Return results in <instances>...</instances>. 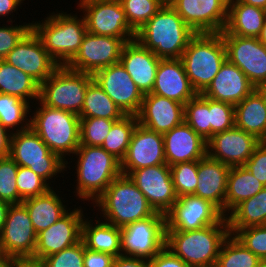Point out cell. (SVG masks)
<instances>
[{
	"instance_id": "cell-60",
	"label": "cell",
	"mask_w": 266,
	"mask_h": 267,
	"mask_svg": "<svg viewBox=\"0 0 266 267\" xmlns=\"http://www.w3.org/2000/svg\"><path fill=\"white\" fill-rule=\"evenodd\" d=\"M258 39H259L263 44L266 45V20H265L264 26H263V28H262V30H261V33H260Z\"/></svg>"
},
{
	"instance_id": "cell-59",
	"label": "cell",
	"mask_w": 266,
	"mask_h": 267,
	"mask_svg": "<svg viewBox=\"0 0 266 267\" xmlns=\"http://www.w3.org/2000/svg\"><path fill=\"white\" fill-rule=\"evenodd\" d=\"M255 89L259 92V94L262 96L264 103L266 105V82H263L261 84H258Z\"/></svg>"
},
{
	"instance_id": "cell-22",
	"label": "cell",
	"mask_w": 266,
	"mask_h": 267,
	"mask_svg": "<svg viewBox=\"0 0 266 267\" xmlns=\"http://www.w3.org/2000/svg\"><path fill=\"white\" fill-rule=\"evenodd\" d=\"M260 143L255 135L234 126L207 141V155L230 167L242 166Z\"/></svg>"
},
{
	"instance_id": "cell-28",
	"label": "cell",
	"mask_w": 266,
	"mask_h": 267,
	"mask_svg": "<svg viewBox=\"0 0 266 267\" xmlns=\"http://www.w3.org/2000/svg\"><path fill=\"white\" fill-rule=\"evenodd\" d=\"M230 166L206 155L198 161V180L193 195L210 201L224 215V202Z\"/></svg>"
},
{
	"instance_id": "cell-35",
	"label": "cell",
	"mask_w": 266,
	"mask_h": 267,
	"mask_svg": "<svg viewBox=\"0 0 266 267\" xmlns=\"http://www.w3.org/2000/svg\"><path fill=\"white\" fill-rule=\"evenodd\" d=\"M230 234L250 226L266 225V186L238 204L227 216Z\"/></svg>"
},
{
	"instance_id": "cell-5",
	"label": "cell",
	"mask_w": 266,
	"mask_h": 267,
	"mask_svg": "<svg viewBox=\"0 0 266 267\" xmlns=\"http://www.w3.org/2000/svg\"><path fill=\"white\" fill-rule=\"evenodd\" d=\"M227 217L192 231H166V247L189 267H215L221 246L229 236Z\"/></svg>"
},
{
	"instance_id": "cell-57",
	"label": "cell",
	"mask_w": 266,
	"mask_h": 267,
	"mask_svg": "<svg viewBox=\"0 0 266 267\" xmlns=\"http://www.w3.org/2000/svg\"><path fill=\"white\" fill-rule=\"evenodd\" d=\"M10 203L0 200V232L4 226L5 220H6V215L8 208L10 207Z\"/></svg>"
},
{
	"instance_id": "cell-33",
	"label": "cell",
	"mask_w": 266,
	"mask_h": 267,
	"mask_svg": "<svg viewBox=\"0 0 266 267\" xmlns=\"http://www.w3.org/2000/svg\"><path fill=\"white\" fill-rule=\"evenodd\" d=\"M264 187V184L243 165L232 166L228 174L224 216L226 217L242 201L255 196Z\"/></svg>"
},
{
	"instance_id": "cell-54",
	"label": "cell",
	"mask_w": 266,
	"mask_h": 267,
	"mask_svg": "<svg viewBox=\"0 0 266 267\" xmlns=\"http://www.w3.org/2000/svg\"><path fill=\"white\" fill-rule=\"evenodd\" d=\"M113 267H151L149 260L129 256H117Z\"/></svg>"
},
{
	"instance_id": "cell-58",
	"label": "cell",
	"mask_w": 266,
	"mask_h": 267,
	"mask_svg": "<svg viewBox=\"0 0 266 267\" xmlns=\"http://www.w3.org/2000/svg\"><path fill=\"white\" fill-rule=\"evenodd\" d=\"M247 5L260 7L266 10V0H237Z\"/></svg>"
},
{
	"instance_id": "cell-3",
	"label": "cell",
	"mask_w": 266,
	"mask_h": 267,
	"mask_svg": "<svg viewBox=\"0 0 266 267\" xmlns=\"http://www.w3.org/2000/svg\"><path fill=\"white\" fill-rule=\"evenodd\" d=\"M100 219L122 228L153 216L156 211L128 175L120 174L92 203Z\"/></svg>"
},
{
	"instance_id": "cell-42",
	"label": "cell",
	"mask_w": 266,
	"mask_h": 267,
	"mask_svg": "<svg viewBox=\"0 0 266 267\" xmlns=\"http://www.w3.org/2000/svg\"><path fill=\"white\" fill-rule=\"evenodd\" d=\"M170 169L177 197L193 195L198 184V161L177 163Z\"/></svg>"
},
{
	"instance_id": "cell-49",
	"label": "cell",
	"mask_w": 266,
	"mask_h": 267,
	"mask_svg": "<svg viewBox=\"0 0 266 267\" xmlns=\"http://www.w3.org/2000/svg\"><path fill=\"white\" fill-rule=\"evenodd\" d=\"M3 23V26H0V60H4L23 37L32 29V22L19 23V25L13 24L14 22H7L8 25L5 24V22Z\"/></svg>"
},
{
	"instance_id": "cell-52",
	"label": "cell",
	"mask_w": 266,
	"mask_h": 267,
	"mask_svg": "<svg viewBox=\"0 0 266 267\" xmlns=\"http://www.w3.org/2000/svg\"><path fill=\"white\" fill-rule=\"evenodd\" d=\"M149 262L151 267H189L166 246Z\"/></svg>"
},
{
	"instance_id": "cell-23",
	"label": "cell",
	"mask_w": 266,
	"mask_h": 267,
	"mask_svg": "<svg viewBox=\"0 0 266 267\" xmlns=\"http://www.w3.org/2000/svg\"><path fill=\"white\" fill-rule=\"evenodd\" d=\"M184 105L156 94H144L137 114L138 123L152 131L164 134L184 122Z\"/></svg>"
},
{
	"instance_id": "cell-53",
	"label": "cell",
	"mask_w": 266,
	"mask_h": 267,
	"mask_svg": "<svg viewBox=\"0 0 266 267\" xmlns=\"http://www.w3.org/2000/svg\"><path fill=\"white\" fill-rule=\"evenodd\" d=\"M24 1L25 0H0V19L7 17L8 20L6 22H15V20H13V14L18 11L19 8L22 9ZM9 15L12 17H8Z\"/></svg>"
},
{
	"instance_id": "cell-12",
	"label": "cell",
	"mask_w": 266,
	"mask_h": 267,
	"mask_svg": "<svg viewBox=\"0 0 266 267\" xmlns=\"http://www.w3.org/2000/svg\"><path fill=\"white\" fill-rule=\"evenodd\" d=\"M84 211L81 206L74 205V209L70 208L50 227L37 233L36 249L27 263L39 265L46 257L78 243L86 216Z\"/></svg>"
},
{
	"instance_id": "cell-32",
	"label": "cell",
	"mask_w": 266,
	"mask_h": 267,
	"mask_svg": "<svg viewBox=\"0 0 266 267\" xmlns=\"http://www.w3.org/2000/svg\"><path fill=\"white\" fill-rule=\"evenodd\" d=\"M235 127L266 141V105L256 89L235 105Z\"/></svg>"
},
{
	"instance_id": "cell-15",
	"label": "cell",
	"mask_w": 266,
	"mask_h": 267,
	"mask_svg": "<svg viewBox=\"0 0 266 267\" xmlns=\"http://www.w3.org/2000/svg\"><path fill=\"white\" fill-rule=\"evenodd\" d=\"M165 217L166 231H192L217 224L224 215L210 201L185 195L178 198Z\"/></svg>"
},
{
	"instance_id": "cell-38",
	"label": "cell",
	"mask_w": 266,
	"mask_h": 267,
	"mask_svg": "<svg viewBox=\"0 0 266 267\" xmlns=\"http://www.w3.org/2000/svg\"><path fill=\"white\" fill-rule=\"evenodd\" d=\"M137 124V115H125L113 124L101 147L121 162Z\"/></svg>"
},
{
	"instance_id": "cell-37",
	"label": "cell",
	"mask_w": 266,
	"mask_h": 267,
	"mask_svg": "<svg viewBox=\"0 0 266 267\" xmlns=\"http://www.w3.org/2000/svg\"><path fill=\"white\" fill-rule=\"evenodd\" d=\"M31 106L17 96L0 94V122L11 133L28 129Z\"/></svg>"
},
{
	"instance_id": "cell-13",
	"label": "cell",
	"mask_w": 266,
	"mask_h": 267,
	"mask_svg": "<svg viewBox=\"0 0 266 267\" xmlns=\"http://www.w3.org/2000/svg\"><path fill=\"white\" fill-rule=\"evenodd\" d=\"M35 232L26 207L11 204L0 232V254L28 261L36 249Z\"/></svg>"
},
{
	"instance_id": "cell-2",
	"label": "cell",
	"mask_w": 266,
	"mask_h": 267,
	"mask_svg": "<svg viewBox=\"0 0 266 267\" xmlns=\"http://www.w3.org/2000/svg\"><path fill=\"white\" fill-rule=\"evenodd\" d=\"M195 34L170 4H164L137 31L135 39L160 59H181Z\"/></svg>"
},
{
	"instance_id": "cell-17",
	"label": "cell",
	"mask_w": 266,
	"mask_h": 267,
	"mask_svg": "<svg viewBox=\"0 0 266 267\" xmlns=\"http://www.w3.org/2000/svg\"><path fill=\"white\" fill-rule=\"evenodd\" d=\"M4 60L30 75L39 84L47 80L59 67L33 29L23 37Z\"/></svg>"
},
{
	"instance_id": "cell-44",
	"label": "cell",
	"mask_w": 266,
	"mask_h": 267,
	"mask_svg": "<svg viewBox=\"0 0 266 267\" xmlns=\"http://www.w3.org/2000/svg\"><path fill=\"white\" fill-rule=\"evenodd\" d=\"M18 166L10 156L0 158V200L10 204H20L16 185Z\"/></svg>"
},
{
	"instance_id": "cell-50",
	"label": "cell",
	"mask_w": 266,
	"mask_h": 267,
	"mask_svg": "<svg viewBox=\"0 0 266 267\" xmlns=\"http://www.w3.org/2000/svg\"><path fill=\"white\" fill-rule=\"evenodd\" d=\"M243 166L266 186V141H261Z\"/></svg>"
},
{
	"instance_id": "cell-21",
	"label": "cell",
	"mask_w": 266,
	"mask_h": 267,
	"mask_svg": "<svg viewBox=\"0 0 266 267\" xmlns=\"http://www.w3.org/2000/svg\"><path fill=\"white\" fill-rule=\"evenodd\" d=\"M160 164H166L163 134L138 123L125 157L120 162L121 173L128 175L133 170Z\"/></svg>"
},
{
	"instance_id": "cell-36",
	"label": "cell",
	"mask_w": 266,
	"mask_h": 267,
	"mask_svg": "<svg viewBox=\"0 0 266 267\" xmlns=\"http://www.w3.org/2000/svg\"><path fill=\"white\" fill-rule=\"evenodd\" d=\"M125 115L94 80L88 85L80 118L120 120Z\"/></svg>"
},
{
	"instance_id": "cell-31",
	"label": "cell",
	"mask_w": 266,
	"mask_h": 267,
	"mask_svg": "<svg viewBox=\"0 0 266 267\" xmlns=\"http://www.w3.org/2000/svg\"><path fill=\"white\" fill-rule=\"evenodd\" d=\"M85 216L81 226V240L86 248L115 257L121 255V228L104 220ZM90 219V220H89ZM95 221V223L93 222ZM102 221V222H101Z\"/></svg>"
},
{
	"instance_id": "cell-11",
	"label": "cell",
	"mask_w": 266,
	"mask_h": 267,
	"mask_svg": "<svg viewBox=\"0 0 266 267\" xmlns=\"http://www.w3.org/2000/svg\"><path fill=\"white\" fill-rule=\"evenodd\" d=\"M76 8L85 19L87 32L115 38H135L120 0L79 1ZM81 9V10H80Z\"/></svg>"
},
{
	"instance_id": "cell-62",
	"label": "cell",
	"mask_w": 266,
	"mask_h": 267,
	"mask_svg": "<svg viewBox=\"0 0 266 267\" xmlns=\"http://www.w3.org/2000/svg\"><path fill=\"white\" fill-rule=\"evenodd\" d=\"M23 267H39L38 265L26 263Z\"/></svg>"
},
{
	"instance_id": "cell-18",
	"label": "cell",
	"mask_w": 266,
	"mask_h": 267,
	"mask_svg": "<svg viewBox=\"0 0 266 267\" xmlns=\"http://www.w3.org/2000/svg\"><path fill=\"white\" fill-rule=\"evenodd\" d=\"M128 176L156 212L165 215L178 200L167 164L133 170Z\"/></svg>"
},
{
	"instance_id": "cell-8",
	"label": "cell",
	"mask_w": 266,
	"mask_h": 267,
	"mask_svg": "<svg viewBox=\"0 0 266 267\" xmlns=\"http://www.w3.org/2000/svg\"><path fill=\"white\" fill-rule=\"evenodd\" d=\"M9 156L19 166L30 168L51 187H53L51 182L54 183L57 177L66 172V161L58 154L51 152L39 135L30 127L12 133ZM53 179L54 181H51Z\"/></svg>"
},
{
	"instance_id": "cell-20",
	"label": "cell",
	"mask_w": 266,
	"mask_h": 267,
	"mask_svg": "<svg viewBox=\"0 0 266 267\" xmlns=\"http://www.w3.org/2000/svg\"><path fill=\"white\" fill-rule=\"evenodd\" d=\"M227 59L235 64L256 87L266 82V45L258 38L221 34Z\"/></svg>"
},
{
	"instance_id": "cell-14",
	"label": "cell",
	"mask_w": 266,
	"mask_h": 267,
	"mask_svg": "<svg viewBox=\"0 0 266 267\" xmlns=\"http://www.w3.org/2000/svg\"><path fill=\"white\" fill-rule=\"evenodd\" d=\"M133 39L135 38H115L86 32L78 53L66 66L94 75L105 67L119 63L125 43Z\"/></svg>"
},
{
	"instance_id": "cell-41",
	"label": "cell",
	"mask_w": 266,
	"mask_h": 267,
	"mask_svg": "<svg viewBox=\"0 0 266 267\" xmlns=\"http://www.w3.org/2000/svg\"><path fill=\"white\" fill-rule=\"evenodd\" d=\"M129 25L137 32L165 4L161 0H120Z\"/></svg>"
},
{
	"instance_id": "cell-29",
	"label": "cell",
	"mask_w": 266,
	"mask_h": 267,
	"mask_svg": "<svg viewBox=\"0 0 266 267\" xmlns=\"http://www.w3.org/2000/svg\"><path fill=\"white\" fill-rule=\"evenodd\" d=\"M55 189L52 187L44 194L22 201L36 233L50 227L70 209L67 207L68 199L65 201L62 191Z\"/></svg>"
},
{
	"instance_id": "cell-46",
	"label": "cell",
	"mask_w": 266,
	"mask_h": 267,
	"mask_svg": "<svg viewBox=\"0 0 266 267\" xmlns=\"http://www.w3.org/2000/svg\"><path fill=\"white\" fill-rule=\"evenodd\" d=\"M211 137L235 126V105L209 99Z\"/></svg>"
},
{
	"instance_id": "cell-47",
	"label": "cell",
	"mask_w": 266,
	"mask_h": 267,
	"mask_svg": "<svg viewBox=\"0 0 266 267\" xmlns=\"http://www.w3.org/2000/svg\"><path fill=\"white\" fill-rule=\"evenodd\" d=\"M84 243L80 240L75 245L46 257L39 267H84Z\"/></svg>"
},
{
	"instance_id": "cell-19",
	"label": "cell",
	"mask_w": 266,
	"mask_h": 267,
	"mask_svg": "<svg viewBox=\"0 0 266 267\" xmlns=\"http://www.w3.org/2000/svg\"><path fill=\"white\" fill-rule=\"evenodd\" d=\"M93 79L126 115L139 113L144 94L121 62L97 71Z\"/></svg>"
},
{
	"instance_id": "cell-25",
	"label": "cell",
	"mask_w": 266,
	"mask_h": 267,
	"mask_svg": "<svg viewBox=\"0 0 266 267\" xmlns=\"http://www.w3.org/2000/svg\"><path fill=\"white\" fill-rule=\"evenodd\" d=\"M160 60L136 39L125 43L120 57L121 64L143 94L151 93Z\"/></svg>"
},
{
	"instance_id": "cell-51",
	"label": "cell",
	"mask_w": 266,
	"mask_h": 267,
	"mask_svg": "<svg viewBox=\"0 0 266 267\" xmlns=\"http://www.w3.org/2000/svg\"><path fill=\"white\" fill-rule=\"evenodd\" d=\"M115 256L98 251H92L84 245V267H113Z\"/></svg>"
},
{
	"instance_id": "cell-39",
	"label": "cell",
	"mask_w": 266,
	"mask_h": 267,
	"mask_svg": "<svg viewBox=\"0 0 266 267\" xmlns=\"http://www.w3.org/2000/svg\"><path fill=\"white\" fill-rule=\"evenodd\" d=\"M260 260L234 235L229 234L221 246L215 267H258Z\"/></svg>"
},
{
	"instance_id": "cell-27",
	"label": "cell",
	"mask_w": 266,
	"mask_h": 267,
	"mask_svg": "<svg viewBox=\"0 0 266 267\" xmlns=\"http://www.w3.org/2000/svg\"><path fill=\"white\" fill-rule=\"evenodd\" d=\"M185 105L198 93L193 88L181 59H161L151 91Z\"/></svg>"
},
{
	"instance_id": "cell-26",
	"label": "cell",
	"mask_w": 266,
	"mask_h": 267,
	"mask_svg": "<svg viewBox=\"0 0 266 267\" xmlns=\"http://www.w3.org/2000/svg\"><path fill=\"white\" fill-rule=\"evenodd\" d=\"M254 89L255 86L248 77L235 64L226 59L217 75L201 94L215 101L236 105Z\"/></svg>"
},
{
	"instance_id": "cell-4",
	"label": "cell",
	"mask_w": 266,
	"mask_h": 267,
	"mask_svg": "<svg viewBox=\"0 0 266 267\" xmlns=\"http://www.w3.org/2000/svg\"><path fill=\"white\" fill-rule=\"evenodd\" d=\"M35 103L36 108L30 111V128L39 135L51 152L66 161V171L72 169L69 166L72 161L67 160H70L69 156H73L80 146V117L65 110L47 107L39 100Z\"/></svg>"
},
{
	"instance_id": "cell-6",
	"label": "cell",
	"mask_w": 266,
	"mask_h": 267,
	"mask_svg": "<svg viewBox=\"0 0 266 267\" xmlns=\"http://www.w3.org/2000/svg\"><path fill=\"white\" fill-rule=\"evenodd\" d=\"M57 11L32 21V29L57 64L66 66L78 53L87 29L82 14L78 17L77 13Z\"/></svg>"
},
{
	"instance_id": "cell-56",
	"label": "cell",
	"mask_w": 266,
	"mask_h": 267,
	"mask_svg": "<svg viewBox=\"0 0 266 267\" xmlns=\"http://www.w3.org/2000/svg\"><path fill=\"white\" fill-rule=\"evenodd\" d=\"M26 263L19 258L0 255V267H23Z\"/></svg>"
},
{
	"instance_id": "cell-9",
	"label": "cell",
	"mask_w": 266,
	"mask_h": 267,
	"mask_svg": "<svg viewBox=\"0 0 266 267\" xmlns=\"http://www.w3.org/2000/svg\"><path fill=\"white\" fill-rule=\"evenodd\" d=\"M93 80L91 74L59 66L40 84L39 101L47 107L65 110L79 116L86 89Z\"/></svg>"
},
{
	"instance_id": "cell-34",
	"label": "cell",
	"mask_w": 266,
	"mask_h": 267,
	"mask_svg": "<svg viewBox=\"0 0 266 267\" xmlns=\"http://www.w3.org/2000/svg\"><path fill=\"white\" fill-rule=\"evenodd\" d=\"M39 89L40 84L30 75L0 60V94L17 96L36 106L34 102L39 100Z\"/></svg>"
},
{
	"instance_id": "cell-30",
	"label": "cell",
	"mask_w": 266,
	"mask_h": 267,
	"mask_svg": "<svg viewBox=\"0 0 266 267\" xmlns=\"http://www.w3.org/2000/svg\"><path fill=\"white\" fill-rule=\"evenodd\" d=\"M265 20V9L229 0L227 23L221 34L258 38Z\"/></svg>"
},
{
	"instance_id": "cell-43",
	"label": "cell",
	"mask_w": 266,
	"mask_h": 267,
	"mask_svg": "<svg viewBox=\"0 0 266 267\" xmlns=\"http://www.w3.org/2000/svg\"><path fill=\"white\" fill-rule=\"evenodd\" d=\"M116 121L96 117L80 118V145L101 147Z\"/></svg>"
},
{
	"instance_id": "cell-55",
	"label": "cell",
	"mask_w": 266,
	"mask_h": 267,
	"mask_svg": "<svg viewBox=\"0 0 266 267\" xmlns=\"http://www.w3.org/2000/svg\"><path fill=\"white\" fill-rule=\"evenodd\" d=\"M12 133L0 122V158L10 155Z\"/></svg>"
},
{
	"instance_id": "cell-61",
	"label": "cell",
	"mask_w": 266,
	"mask_h": 267,
	"mask_svg": "<svg viewBox=\"0 0 266 267\" xmlns=\"http://www.w3.org/2000/svg\"><path fill=\"white\" fill-rule=\"evenodd\" d=\"M258 267H266V259H261Z\"/></svg>"
},
{
	"instance_id": "cell-48",
	"label": "cell",
	"mask_w": 266,
	"mask_h": 267,
	"mask_svg": "<svg viewBox=\"0 0 266 267\" xmlns=\"http://www.w3.org/2000/svg\"><path fill=\"white\" fill-rule=\"evenodd\" d=\"M233 235L260 259H266V225L238 229Z\"/></svg>"
},
{
	"instance_id": "cell-45",
	"label": "cell",
	"mask_w": 266,
	"mask_h": 267,
	"mask_svg": "<svg viewBox=\"0 0 266 267\" xmlns=\"http://www.w3.org/2000/svg\"><path fill=\"white\" fill-rule=\"evenodd\" d=\"M16 185L20 195V203L28 198L36 197L52 188L42 177L30 168L18 166Z\"/></svg>"
},
{
	"instance_id": "cell-40",
	"label": "cell",
	"mask_w": 266,
	"mask_h": 267,
	"mask_svg": "<svg viewBox=\"0 0 266 267\" xmlns=\"http://www.w3.org/2000/svg\"><path fill=\"white\" fill-rule=\"evenodd\" d=\"M184 121L205 141L211 138L209 98L198 93L184 105Z\"/></svg>"
},
{
	"instance_id": "cell-16",
	"label": "cell",
	"mask_w": 266,
	"mask_h": 267,
	"mask_svg": "<svg viewBox=\"0 0 266 267\" xmlns=\"http://www.w3.org/2000/svg\"><path fill=\"white\" fill-rule=\"evenodd\" d=\"M229 0H172L169 4L195 33L225 29Z\"/></svg>"
},
{
	"instance_id": "cell-10",
	"label": "cell",
	"mask_w": 266,
	"mask_h": 267,
	"mask_svg": "<svg viewBox=\"0 0 266 267\" xmlns=\"http://www.w3.org/2000/svg\"><path fill=\"white\" fill-rule=\"evenodd\" d=\"M121 255L151 260L166 246V217L153 216L121 228Z\"/></svg>"
},
{
	"instance_id": "cell-24",
	"label": "cell",
	"mask_w": 266,
	"mask_h": 267,
	"mask_svg": "<svg viewBox=\"0 0 266 267\" xmlns=\"http://www.w3.org/2000/svg\"><path fill=\"white\" fill-rule=\"evenodd\" d=\"M166 164L199 161L207 155V141L185 121L163 134Z\"/></svg>"
},
{
	"instance_id": "cell-64",
	"label": "cell",
	"mask_w": 266,
	"mask_h": 267,
	"mask_svg": "<svg viewBox=\"0 0 266 267\" xmlns=\"http://www.w3.org/2000/svg\"><path fill=\"white\" fill-rule=\"evenodd\" d=\"M78 1H94V0H78Z\"/></svg>"
},
{
	"instance_id": "cell-63",
	"label": "cell",
	"mask_w": 266,
	"mask_h": 267,
	"mask_svg": "<svg viewBox=\"0 0 266 267\" xmlns=\"http://www.w3.org/2000/svg\"><path fill=\"white\" fill-rule=\"evenodd\" d=\"M165 4H169L172 0H161Z\"/></svg>"
},
{
	"instance_id": "cell-1",
	"label": "cell",
	"mask_w": 266,
	"mask_h": 267,
	"mask_svg": "<svg viewBox=\"0 0 266 267\" xmlns=\"http://www.w3.org/2000/svg\"><path fill=\"white\" fill-rule=\"evenodd\" d=\"M70 158L76 160V174H71L77 176L74 196L88 206L121 174L120 161L100 146L80 145Z\"/></svg>"
},
{
	"instance_id": "cell-7",
	"label": "cell",
	"mask_w": 266,
	"mask_h": 267,
	"mask_svg": "<svg viewBox=\"0 0 266 267\" xmlns=\"http://www.w3.org/2000/svg\"><path fill=\"white\" fill-rule=\"evenodd\" d=\"M226 59L221 32L196 33L181 57L186 75L197 93L209 86Z\"/></svg>"
}]
</instances>
